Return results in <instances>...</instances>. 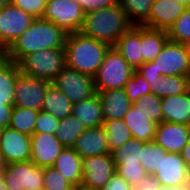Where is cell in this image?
<instances>
[{
  "instance_id": "cell-1",
  "label": "cell",
  "mask_w": 190,
  "mask_h": 190,
  "mask_svg": "<svg viewBox=\"0 0 190 190\" xmlns=\"http://www.w3.org/2000/svg\"><path fill=\"white\" fill-rule=\"evenodd\" d=\"M67 35L54 23L43 18H35L31 26L4 52V56L18 63L24 56L34 52L65 48Z\"/></svg>"
},
{
  "instance_id": "cell-2",
  "label": "cell",
  "mask_w": 190,
  "mask_h": 190,
  "mask_svg": "<svg viewBox=\"0 0 190 190\" xmlns=\"http://www.w3.org/2000/svg\"><path fill=\"white\" fill-rule=\"evenodd\" d=\"M132 26L122 7L115 3L96 11L85 13L80 32L95 40L114 46L117 40Z\"/></svg>"
},
{
  "instance_id": "cell-3",
  "label": "cell",
  "mask_w": 190,
  "mask_h": 190,
  "mask_svg": "<svg viewBox=\"0 0 190 190\" xmlns=\"http://www.w3.org/2000/svg\"><path fill=\"white\" fill-rule=\"evenodd\" d=\"M110 47L81 32L69 33L65 43L66 66L93 78Z\"/></svg>"
},
{
  "instance_id": "cell-4",
  "label": "cell",
  "mask_w": 190,
  "mask_h": 190,
  "mask_svg": "<svg viewBox=\"0 0 190 190\" xmlns=\"http://www.w3.org/2000/svg\"><path fill=\"white\" fill-rule=\"evenodd\" d=\"M20 73L52 81L65 67V48L44 49L24 56L18 63Z\"/></svg>"
},
{
  "instance_id": "cell-5",
  "label": "cell",
  "mask_w": 190,
  "mask_h": 190,
  "mask_svg": "<svg viewBox=\"0 0 190 190\" xmlns=\"http://www.w3.org/2000/svg\"><path fill=\"white\" fill-rule=\"evenodd\" d=\"M133 68L124 60L121 54L111 46L96 75L93 77L96 91L124 88L131 78Z\"/></svg>"
},
{
  "instance_id": "cell-6",
  "label": "cell",
  "mask_w": 190,
  "mask_h": 190,
  "mask_svg": "<svg viewBox=\"0 0 190 190\" xmlns=\"http://www.w3.org/2000/svg\"><path fill=\"white\" fill-rule=\"evenodd\" d=\"M42 18L54 23L69 34L80 32L85 12L75 0H47Z\"/></svg>"
},
{
  "instance_id": "cell-7",
  "label": "cell",
  "mask_w": 190,
  "mask_h": 190,
  "mask_svg": "<svg viewBox=\"0 0 190 190\" xmlns=\"http://www.w3.org/2000/svg\"><path fill=\"white\" fill-rule=\"evenodd\" d=\"M8 190H43L44 168L31 160L7 165L2 172Z\"/></svg>"
},
{
  "instance_id": "cell-8",
  "label": "cell",
  "mask_w": 190,
  "mask_h": 190,
  "mask_svg": "<svg viewBox=\"0 0 190 190\" xmlns=\"http://www.w3.org/2000/svg\"><path fill=\"white\" fill-rule=\"evenodd\" d=\"M153 62L161 76L190 77V54L186 44L168 40Z\"/></svg>"
},
{
  "instance_id": "cell-9",
  "label": "cell",
  "mask_w": 190,
  "mask_h": 190,
  "mask_svg": "<svg viewBox=\"0 0 190 190\" xmlns=\"http://www.w3.org/2000/svg\"><path fill=\"white\" fill-rule=\"evenodd\" d=\"M72 103H79L96 93L93 78L89 75L65 67L52 81Z\"/></svg>"
},
{
  "instance_id": "cell-10",
  "label": "cell",
  "mask_w": 190,
  "mask_h": 190,
  "mask_svg": "<svg viewBox=\"0 0 190 190\" xmlns=\"http://www.w3.org/2000/svg\"><path fill=\"white\" fill-rule=\"evenodd\" d=\"M34 17L13 4L0 9V50L6 51L25 32Z\"/></svg>"
},
{
  "instance_id": "cell-11",
  "label": "cell",
  "mask_w": 190,
  "mask_h": 190,
  "mask_svg": "<svg viewBox=\"0 0 190 190\" xmlns=\"http://www.w3.org/2000/svg\"><path fill=\"white\" fill-rule=\"evenodd\" d=\"M115 173L116 165L110 153L83 158L80 187L100 190Z\"/></svg>"
},
{
  "instance_id": "cell-12",
  "label": "cell",
  "mask_w": 190,
  "mask_h": 190,
  "mask_svg": "<svg viewBox=\"0 0 190 190\" xmlns=\"http://www.w3.org/2000/svg\"><path fill=\"white\" fill-rule=\"evenodd\" d=\"M51 81L20 73L16 79L14 106L42 110L45 92Z\"/></svg>"
},
{
  "instance_id": "cell-13",
  "label": "cell",
  "mask_w": 190,
  "mask_h": 190,
  "mask_svg": "<svg viewBox=\"0 0 190 190\" xmlns=\"http://www.w3.org/2000/svg\"><path fill=\"white\" fill-rule=\"evenodd\" d=\"M161 187L190 185V172L181 154L166 152L162 148V163L153 175Z\"/></svg>"
},
{
  "instance_id": "cell-14",
  "label": "cell",
  "mask_w": 190,
  "mask_h": 190,
  "mask_svg": "<svg viewBox=\"0 0 190 190\" xmlns=\"http://www.w3.org/2000/svg\"><path fill=\"white\" fill-rule=\"evenodd\" d=\"M0 150L8 164L31 159V136L10 127L0 129Z\"/></svg>"
},
{
  "instance_id": "cell-15",
  "label": "cell",
  "mask_w": 190,
  "mask_h": 190,
  "mask_svg": "<svg viewBox=\"0 0 190 190\" xmlns=\"http://www.w3.org/2000/svg\"><path fill=\"white\" fill-rule=\"evenodd\" d=\"M64 146L56 135L48 133H33L31 135V161L45 168L53 166L56 157Z\"/></svg>"
},
{
  "instance_id": "cell-16",
  "label": "cell",
  "mask_w": 190,
  "mask_h": 190,
  "mask_svg": "<svg viewBox=\"0 0 190 190\" xmlns=\"http://www.w3.org/2000/svg\"><path fill=\"white\" fill-rule=\"evenodd\" d=\"M186 9L184 5L174 0H154L149 17L141 25L168 31Z\"/></svg>"
},
{
  "instance_id": "cell-17",
  "label": "cell",
  "mask_w": 190,
  "mask_h": 190,
  "mask_svg": "<svg viewBox=\"0 0 190 190\" xmlns=\"http://www.w3.org/2000/svg\"><path fill=\"white\" fill-rule=\"evenodd\" d=\"M190 137V129L184 124L161 122L156 126L154 141L166 152L181 153Z\"/></svg>"
},
{
  "instance_id": "cell-18",
  "label": "cell",
  "mask_w": 190,
  "mask_h": 190,
  "mask_svg": "<svg viewBox=\"0 0 190 190\" xmlns=\"http://www.w3.org/2000/svg\"><path fill=\"white\" fill-rule=\"evenodd\" d=\"M81 157L109 154V146L103 125L86 128L72 147Z\"/></svg>"
},
{
  "instance_id": "cell-19",
  "label": "cell",
  "mask_w": 190,
  "mask_h": 190,
  "mask_svg": "<svg viewBox=\"0 0 190 190\" xmlns=\"http://www.w3.org/2000/svg\"><path fill=\"white\" fill-rule=\"evenodd\" d=\"M113 47L136 71L142 65L141 25H132Z\"/></svg>"
},
{
  "instance_id": "cell-20",
  "label": "cell",
  "mask_w": 190,
  "mask_h": 190,
  "mask_svg": "<svg viewBox=\"0 0 190 190\" xmlns=\"http://www.w3.org/2000/svg\"><path fill=\"white\" fill-rule=\"evenodd\" d=\"M96 92L102 102L104 120L123 119L132 105L124 88Z\"/></svg>"
},
{
  "instance_id": "cell-21",
  "label": "cell",
  "mask_w": 190,
  "mask_h": 190,
  "mask_svg": "<svg viewBox=\"0 0 190 190\" xmlns=\"http://www.w3.org/2000/svg\"><path fill=\"white\" fill-rule=\"evenodd\" d=\"M52 167L59 171L75 188L81 186L82 157L73 148L64 147Z\"/></svg>"
},
{
  "instance_id": "cell-22",
  "label": "cell",
  "mask_w": 190,
  "mask_h": 190,
  "mask_svg": "<svg viewBox=\"0 0 190 190\" xmlns=\"http://www.w3.org/2000/svg\"><path fill=\"white\" fill-rule=\"evenodd\" d=\"M124 123L130 129L132 138L143 142L153 141L157 124L152 122L133 104L123 118Z\"/></svg>"
},
{
  "instance_id": "cell-23",
  "label": "cell",
  "mask_w": 190,
  "mask_h": 190,
  "mask_svg": "<svg viewBox=\"0 0 190 190\" xmlns=\"http://www.w3.org/2000/svg\"><path fill=\"white\" fill-rule=\"evenodd\" d=\"M161 109L163 121L185 125L190 112V90L186 93L162 98Z\"/></svg>"
},
{
  "instance_id": "cell-24",
  "label": "cell",
  "mask_w": 190,
  "mask_h": 190,
  "mask_svg": "<svg viewBox=\"0 0 190 190\" xmlns=\"http://www.w3.org/2000/svg\"><path fill=\"white\" fill-rule=\"evenodd\" d=\"M72 114L77 117L86 128L98 127L103 125L102 102L96 92L86 100L73 103Z\"/></svg>"
},
{
  "instance_id": "cell-25",
  "label": "cell",
  "mask_w": 190,
  "mask_h": 190,
  "mask_svg": "<svg viewBox=\"0 0 190 190\" xmlns=\"http://www.w3.org/2000/svg\"><path fill=\"white\" fill-rule=\"evenodd\" d=\"M168 40L167 31L141 25L142 64L154 61Z\"/></svg>"
},
{
  "instance_id": "cell-26",
  "label": "cell",
  "mask_w": 190,
  "mask_h": 190,
  "mask_svg": "<svg viewBox=\"0 0 190 190\" xmlns=\"http://www.w3.org/2000/svg\"><path fill=\"white\" fill-rule=\"evenodd\" d=\"M19 74L16 62L5 57L0 61V103L14 106L15 84Z\"/></svg>"
},
{
  "instance_id": "cell-27",
  "label": "cell",
  "mask_w": 190,
  "mask_h": 190,
  "mask_svg": "<svg viewBox=\"0 0 190 190\" xmlns=\"http://www.w3.org/2000/svg\"><path fill=\"white\" fill-rule=\"evenodd\" d=\"M149 85L151 93L165 98L188 92L190 90V77L179 75L160 76L154 82L149 83Z\"/></svg>"
},
{
  "instance_id": "cell-28",
  "label": "cell",
  "mask_w": 190,
  "mask_h": 190,
  "mask_svg": "<svg viewBox=\"0 0 190 190\" xmlns=\"http://www.w3.org/2000/svg\"><path fill=\"white\" fill-rule=\"evenodd\" d=\"M73 103L54 85L45 92L42 110L61 120L72 114Z\"/></svg>"
},
{
  "instance_id": "cell-29",
  "label": "cell",
  "mask_w": 190,
  "mask_h": 190,
  "mask_svg": "<svg viewBox=\"0 0 190 190\" xmlns=\"http://www.w3.org/2000/svg\"><path fill=\"white\" fill-rule=\"evenodd\" d=\"M85 129L86 127L83 123L73 114H70L59 121L56 137L64 147L72 148L76 139L85 131Z\"/></svg>"
},
{
  "instance_id": "cell-30",
  "label": "cell",
  "mask_w": 190,
  "mask_h": 190,
  "mask_svg": "<svg viewBox=\"0 0 190 190\" xmlns=\"http://www.w3.org/2000/svg\"><path fill=\"white\" fill-rule=\"evenodd\" d=\"M103 126L110 152L121 147L132 138L130 129L123 119L104 120Z\"/></svg>"
},
{
  "instance_id": "cell-31",
  "label": "cell",
  "mask_w": 190,
  "mask_h": 190,
  "mask_svg": "<svg viewBox=\"0 0 190 190\" xmlns=\"http://www.w3.org/2000/svg\"><path fill=\"white\" fill-rule=\"evenodd\" d=\"M37 116L38 111L36 110L13 106L9 127L31 136L34 133Z\"/></svg>"
},
{
  "instance_id": "cell-32",
  "label": "cell",
  "mask_w": 190,
  "mask_h": 190,
  "mask_svg": "<svg viewBox=\"0 0 190 190\" xmlns=\"http://www.w3.org/2000/svg\"><path fill=\"white\" fill-rule=\"evenodd\" d=\"M154 0H119L128 21L132 25H141L148 17Z\"/></svg>"
},
{
  "instance_id": "cell-33",
  "label": "cell",
  "mask_w": 190,
  "mask_h": 190,
  "mask_svg": "<svg viewBox=\"0 0 190 190\" xmlns=\"http://www.w3.org/2000/svg\"><path fill=\"white\" fill-rule=\"evenodd\" d=\"M143 141L131 138L124 143L121 147L113 149L110 154L114 164L117 163H141V148Z\"/></svg>"
},
{
  "instance_id": "cell-34",
  "label": "cell",
  "mask_w": 190,
  "mask_h": 190,
  "mask_svg": "<svg viewBox=\"0 0 190 190\" xmlns=\"http://www.w3.org/2000/svg\"><path fill=\"white\" fill-rule=\"evenodd\" d=\"M139 160L147 173L154 175L162 163V147L154 140L144 142L141 148V158Z\"/></svg>"
},
{
  "instance_id": "cell-35",
  "label": "cell",
  "mask_w": 190,
  "mask_h": 190,
  "mask_svg": "<svg viewBox=\"0 0 190 190\" xmlns=\"http://www.w3.org/2000/svg\"><path fill=\"white\" fill-rule=\"evenodd\" d=\"M162 98L150 93L139 98L133 105L157 125L163 122Z\"/></svg>"
},
{
  "instance_id": "cell-36",
  "label": "cell",
  "mask_w": 190,
  "mask_h": 190,
  "mask_svg": "<svg viewBox=\"0 0 190 190\" xmlns=\"http://www.w3.org/2000/svg\"><path fill=\"white\" fill-rule=\"evenodd\" d=\"M116 173L123 177L133 190L139 189L142 179L149 176L141 163H117Z\"/></svg>"
},
{
  "instance_id": "cell-37",
  "label": "cell",
  "mask_w": 190,
  "mask_h": 190,
  "mask_svg": "<svg viewBox=\"0 0 190 190\" xmlns=\"http://www.w3.org/2000/svg\"><path fill=\"white\" fill-rule=\"evenodd\" d=\"M169 40L190 44V9L187 8L183 14L172 24L167 31Z\"/></svg>"
},
{
  "instance_id": "cell-38",
  "label": "cell",
  "mask_w": 190,
  "mask_h": 190,
  "mask_svg": "<svg viewBox=\"0 0 190 190\" xmlns=\"http://www.w3.org/2000/svg\"><path fill=\"white\" fill-rule=\"evenodd\" d=\"M124 89L132 104L144 95L151 93L149 83L136 71L132 73L131 78L125 84Z\"/></svg>"
},
{
  "instance_id": "cell-39",
  "label": "cell",
  "mask_w": 190,
  "mask_h": 190,
  "mask_svg": "<svg viewBox=\"0 0 190 190\" xmlns=\"http://www.w3.org/2000/svg\"><path fill=\"white\" fill-rule=\"evenodd\" d=\"M43 190H75L76 188L55 168H44Z\"/></svg>"
},
{
  "instance_id": "cell-40",
  "label": "cell",
  "mask_w": 190,
  "mask_h": 190,
  "mask_svg": "<svg viewBox=\"0 0 190 190\" xmlns=\"http://www.w3.org/2000/svg\"><path fill=\"white\" fill-rule=\"evenodd\" d=\"M59 119L52 114L40 110L35 122L34 133H48L56 135V130L59 125Z\"/></svg>"
},
{
  "instance_id": "cell-41",
  "label": "cell",
  "mask_w": 190,
  "mask_h": 190,
  "mask_svg": "<svg viewBox=\"0 0 190 190\" xmlns=\"http://www.w3.org/2000/svg\"><path fill=\"white\" fill-rule=\"evenodd\" d=\"M10 3L32 15L34 18H42L47 0H11Z\"/></svg>"
},
{
  "instance_id": "cell-42",
  "label": "cell",
  "mask_w": 190,
  "mask_h": 190,
  "mask_svg": "<svg viewBox=\"0 0 190 190\" xmlns=\"http://www.w3.org/2000/svg\"><path fill=\"white\" fill-rule=\"evenodd\" d=\"M136 72L140 74L148 83L154 82L157 80L161 74H158L156 67L154 66V62H145L143 63Z\"/></svg>"
},
{
  "instance_id": "cell-43",
  "label": "cell",
  "mask_w": 190,
  "mask_h": 190,
  "mask_svg": "<svg viewBox=\"0 0 190 190\" xmlns=\"http://www.w3.org/2000/svg\"><path fill=\"white\" fill-rule=\"evenodd\" d=\"M100 190H133L132 186L121 176L115 173Z\"/></svg>"
},
{
  "instance_id": "cell-44",
  "label": "cell",
  "mask_w": 190,
  "mask_h": 190,
  "mask_svg": "<svg viewBox=\"0 0 190 190\" xmlns=\"http://www.w3.org/2000/svg\"><path fill=\"white\" fill-rule=\"evenodd\" d=\"M75 1L82 6L85 13L96 11L99 10L100 8L108 7L115 4L113 0H75Z\"/></svg>"
},
{
  "instance_id": "cell-45",
  "label": "cell",
  "mask_w": 190,
  "mask_h": 190,
  "mask_svg": "<svg viewBox=\"0 0 190 190\" xmlns=\"http://www.w3.org/2000/svg\"><path fill=\"white\" fill-rule=\"evenodd\" d=\"M13 106L0 103V129L9 127Z\"/></svg>"
},
{
  "instance_id": "cell-46",
  "label": "cell",
  "mask_w": 190,
  "mask_h": 190,
  "mask_svg": "<svg viewBox=\"0 0 190 190\" xmlns=\"http://www.w3.org/2000/svg\"><path fill=\"white\" fill-rule=\"evenodd\" d=\"M137 190H161V185L153 175H149L142 179Z\"/></svg>"
},
{
  "instance_id": "cell-47",
  "label": "cell",
  "mask_w": 190,
  "mask_h": 190,
  "mask_svg": "<svg viewBox=\"0 0 190 190\" xmlns=\"http://www.w3.org/2000/svg\"><path fill=\"white\" fill-rule=\"evenodd\" d=\"M180 154L185 162V165L187 166L188 171L190 172V137Z\"/></svg>"
},
{
  "instance_id": "cell-48",
  "label": "cell",
  "mask_w": 190,
  "mask_h": 190,
  "mask_svg": "<svg viewBox=\"0 0 190 190\" xmlns=\"http://www.w3.org/2000/svg\"><path fill=\"white\" fill-rule=\"evenodd\" d=\"M8 165V162L5 159V156L3 155V152L0 150V174L6 169Z\"/></svg>"
},
{
  "instance_id": "cell-49",
  "label": "cell",
  "mask_w": 190,
  "mask_h": 190,
  "mask_svg": "<svg viewBox=\"0 0 190 190\" xmlns=\"http://www.w3.org/2000/svg\"><path fill=\"white\" fill-rule=\"evenodd\" d=\"M161 190H190V185L161 187Z\"/></svg>"
},
{
  "instance_id": "cell-50",
  "label": "cell",
  "mask_w": 190,
  "mask_h": 190,
  "mask_svg": "<svg viewBox=\"0 0 190 190\" xmlns=\"http://www.w3.org/2000/svg\"><path fill=\"white\" fill-rule=\"evenodd\" d=\"M0 190H8V188L6 187L5 184V180L2 176V174H0Z\"/></svg>"
},
{
  "instance_id": "cell-51",
  "label": "cell",
  "mask_w": 190,
  "mask_h": 190,
  "mask_svg": "<svg viewBox=\"0 0 190 190\" xmlns=\"http://www.w3.org/2000/svg\"><path fill=\"white\" fill-rule=\"evenodd\" d=\"M174 1L184 5L186 8H189L190 0H174Z\"/></svg>"
},
{
  "instance_id": "cell-52",
  "label": "cell",
  "mask_w": 190,
  "mask_h": 190,
  "mask_svg": "<svg viewBox=\"0 0 190 190\" xmlns=\"http://www.w3.org/2000/svg\"><path fill=\"white\" fill-rule=\"evenodd\" d=\"M11 0H0V9L8 4H10Z\"/></svg>"
},
{
  "instance_id": "cell-53",
  "label": "cell",
  "mask_w": 190,
  "mask_h": 190,
  "mask_svg": "<svg viewBox=\"0 0 190 190\" xmlns=\"http://www.w3.org/2000/svg\"><path fill=\"white\" fill-rule=\"evenodd\" d=\"M185 125L190 129V112L188 114V117H187Z\"/></svg>"
},
{
  "instance_id": "cell-54",
  "label": "cell",
  "mask_w": 190,
  "mask_h": 190,
  "mask_svg": "<svg viewBox=\"0 0 190 190\" xmlns=\"http://www.w3.org/2000/svg\"><path fill=\"white\" fill-rule=\"evenodd\" d=\"M5 56H4V51H1L0 50V61L4 58Z\"/></svg>"
},
{
  "instance_id": "cell-55",
  "label": "cell",
  "mask_w": 190,
  "mask_h": 190,
  "mask_svg": "<svg viewBox=\"0 0 190 190\" xmlns=\"http://www.w3.org/2000/svg\"><path fill=\"white\" fill-rule=\"evenodd\" d=\"M75 190H89V189H86V188H83V187H79V188H76Z\"/></svg>"
},
{
  "instance_id": "cell-56",
  "label": "cell",
  "mask_w": 190,
  "mask_h": 190,
  "mask_svg": "<svg viewBox=\"0 0 190 190\" xmlns=\"http://www.w3.org/2000/svg\"><path fill=\"white\" fill-rule=\"evenodd\" d=\"M187 46H188V49H189V54H190V44H188Z\"/></svg>"
}]
</instances>
